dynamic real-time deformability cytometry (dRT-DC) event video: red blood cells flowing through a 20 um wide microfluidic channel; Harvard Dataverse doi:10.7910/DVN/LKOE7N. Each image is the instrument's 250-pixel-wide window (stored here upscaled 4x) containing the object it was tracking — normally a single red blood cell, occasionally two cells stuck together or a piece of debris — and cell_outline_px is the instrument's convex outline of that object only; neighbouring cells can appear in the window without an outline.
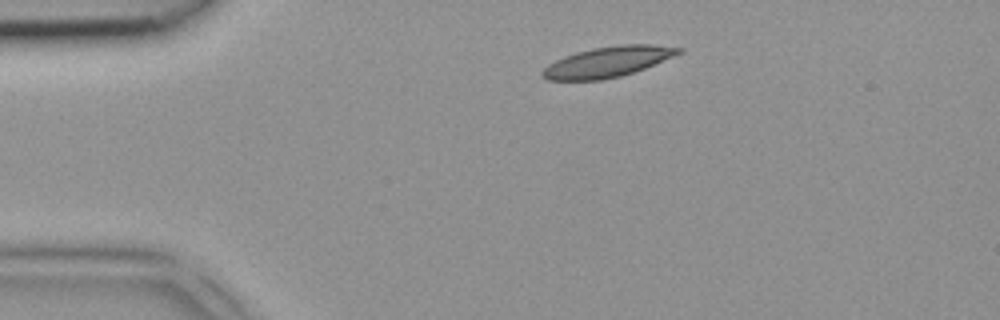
{"species": "common noctule bat (a hibernating species)", "species_latin": "Nyctalus noctula", "temperature_condition": "room temperature", "stored_images_in_passage": 4, "camera_frame_rate_fps": 3000, "um_per_image_px": 0.085, "animal": {"sex": "female", "body_mass_g": 18.4}, "frame": {"image": 1, "passage_image": 4, "time_ms": 1.0, "image_size_px": [1000, 320], "cell_outline_px": [[684, 52], [644, 68], [620, 76], [600, 80], [548, 80], [540, 76], [540, 72], [548, 64], [564, 56], [576, 52], [592, 48], [620, 44], [652, 44], [684, 48]], "centroid_in_image_um": [51.65, 5.25], "position_along_channel_um": 33.4, "area_um2": 24.22}}